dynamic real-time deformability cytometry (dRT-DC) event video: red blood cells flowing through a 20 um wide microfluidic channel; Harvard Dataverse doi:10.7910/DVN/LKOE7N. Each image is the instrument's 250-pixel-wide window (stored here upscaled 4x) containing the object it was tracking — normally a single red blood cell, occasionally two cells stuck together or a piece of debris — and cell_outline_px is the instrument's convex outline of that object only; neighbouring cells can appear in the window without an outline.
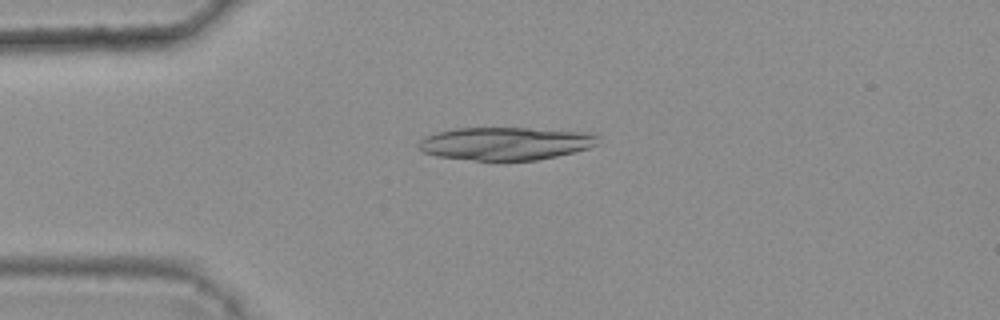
{"species": "common noctule bat (a hibernating species)", "species_latin": "Nyctalus noctula", "temperature_condition": "warm", "stored_images_in_passage": 7, "camera_frame_rate_fps": 3000, "um_per_image_px": 0.085, "animal": {"sex": "female", "body_mass_g": 25.1}, "frame": {"image": 1, "passage_image": 3, "time_ms": 0.667, "image_size_px": [1000, 320], "cell_outline_px": [[596, 144], [588, 148], [556, 156], [536, 160], [476, 160], [436, 156], [424, 152], [416, 148], [416, 144], [424, 136], [436, 132], [452, 128], [528, 128], [596, 132]], "centroid_in_image_um": [42.92, 12.18], "position_along_channel_um": 42.1, "area_um2": 34.56}}